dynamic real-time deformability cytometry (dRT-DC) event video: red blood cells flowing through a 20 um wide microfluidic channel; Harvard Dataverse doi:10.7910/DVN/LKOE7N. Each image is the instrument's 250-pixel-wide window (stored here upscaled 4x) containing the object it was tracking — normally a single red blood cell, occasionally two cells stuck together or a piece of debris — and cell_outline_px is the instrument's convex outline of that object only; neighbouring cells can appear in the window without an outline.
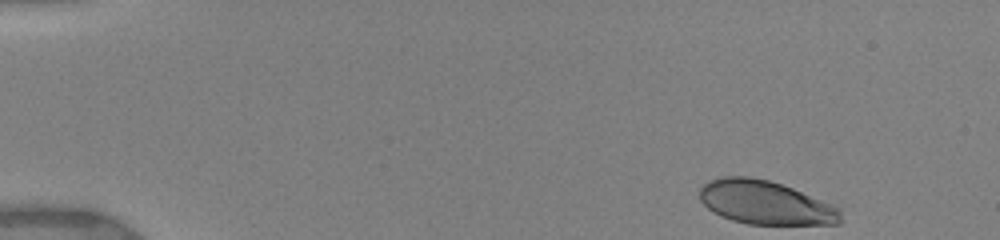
{"species": "human", "species_latin": "Homo sapiens", "temperature_condition": "warm", "stored_images_in_passage": 8, "camera_frame_rate_fps": 3000, "um_per_image_px": 0.085, "donor": {"sex": "female"}, "frame": {"image": 1, "passage_image": 1, "time_ms": 0.0, "image_size_px": [1000, 240], "cell_outline_px": [[844, 220], [840, 224], [748, 224], [732, 220], [720, 216], [712, 212], [700, 200], [700, 188], [708, 180], [724, 176], [748, 176], [768, 180], [792, 188], [832, 204], [840, 208]], "centroid_in_image_um": [65.06, 17.23], "position_along_channel_um": 19.9, "area_um2": 36.01}}
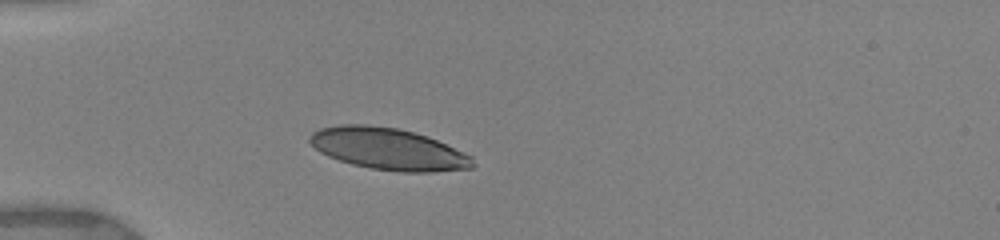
{"frame": {"image": 2, "passage_image": 5, "time_ms": 3.333, "image_size_px": [1000, 240], "cell_outline_px": [[476, 164], [472, 168], [432, 172], [400, 172], [372, 168], [352, 164], [328, 156], [320, 152], [308, 140], [308, 136], [312, 132], [320, 128], [340, 124], [364, 124], [396, 128], [428, 136], [464, 152], [472, 156]], "centroid_in_image_um": [33.01, 12.66], "position_along_channel_um": 52.0, "area_um2": 39.65}}